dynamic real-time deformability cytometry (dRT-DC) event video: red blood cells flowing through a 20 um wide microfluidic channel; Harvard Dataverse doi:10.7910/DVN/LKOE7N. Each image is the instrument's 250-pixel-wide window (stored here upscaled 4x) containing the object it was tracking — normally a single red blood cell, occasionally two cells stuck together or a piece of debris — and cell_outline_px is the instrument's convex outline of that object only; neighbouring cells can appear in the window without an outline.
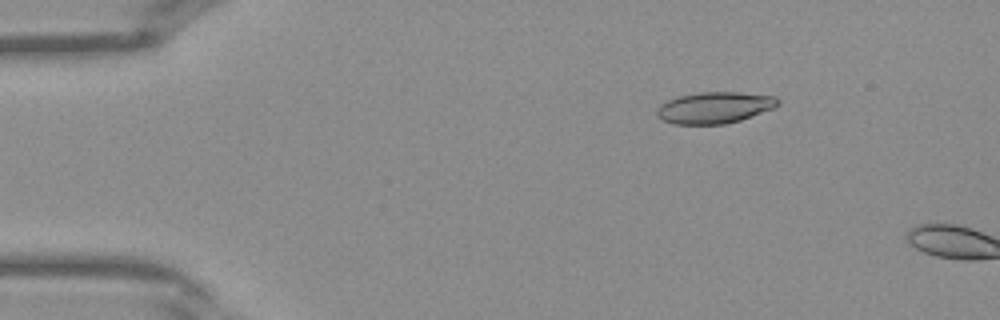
{"species": "Egyptian fruit bat (a non-hibernating species)", "species_latin": "Rousettus aegyptiacus", "temperature_condition": "warm", "stored_images_in_passage": 4, "camera_frame_rate_fps": 3000, "um_per_image_px": 0.085, "frame": {"image": 1, "passage_image": 2, "time_ms": 0.333, "image_size_px": [1000, 320], "cell_outline_px": [[780, 104], [772, 108], [740, 120], [724, 124], [672, 124], [656, 116], [656, 108], [660, 104], [676, 96], [700, 92], [740, 92], [776, 96], [780, 100]], "centroid_in_image_um": [60.71, 9.14], "position_along_channel_um": 24.3, "area_um2": 22.25}}